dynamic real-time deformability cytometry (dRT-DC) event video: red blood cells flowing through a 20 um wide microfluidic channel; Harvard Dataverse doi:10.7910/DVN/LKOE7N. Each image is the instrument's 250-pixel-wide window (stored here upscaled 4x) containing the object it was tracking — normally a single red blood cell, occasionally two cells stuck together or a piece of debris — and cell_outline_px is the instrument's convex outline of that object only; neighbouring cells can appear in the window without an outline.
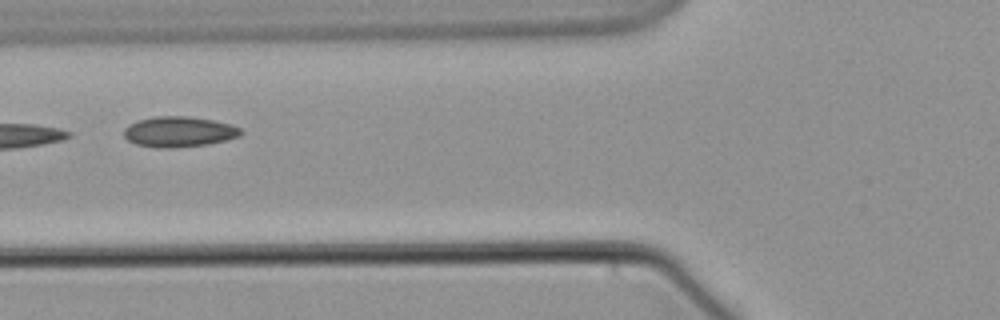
{"species": "common noctule bat (a hibernating species)", "species_latin": "Nyctalus noctula", "temperature_condition": "warm", "stored_images_in_passage": 13, "camera_frame_rate_fps": 3000, "um_per_image_px": 0.085, "animal": {"sex": "male", "body_mass_g": 21.5, "forearm_length_mm": 52.0}, "frame": {"image": 1, "passage_image": 6, "time_ms": 7.667, "image_size_px": [1000, 320], "cell_outline_px": [[244, 132], [240, 136], [208, 144], [172, 148], [156, 148], [136, 144], [128, 140], [124, 136], [124, 128], [128, 124], [136, 120], [156, 116], [188, 116], [212, 120], [232, 124], [240, 128]], "centroid_in_image_um": [15.2, 11.19], "position_along_channel_um": 110.6, "area_um2": 20.92}}
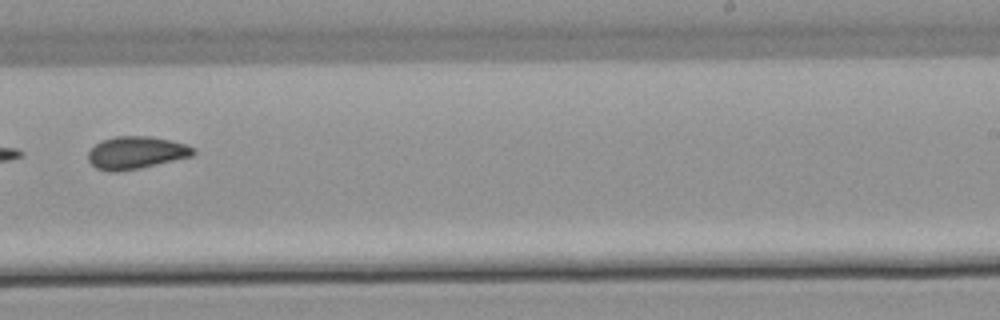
{"frame": {"image": 2, "passage_image": 10, "time_ms": 12.667, "image_size_px": [1000, 320], "cell_outline_px": [[196, 152], [192, 156], [140, 168], [116, 172], [108, 172], [96, 168], [88, 160], [88, 152], [100, 140], [116, 136], [152, 136], [184, 144], [196, 148]], "centroid_in_image_um": [11.55, 12.98], "position_along_channel_um": 277.5, "area_um2": 19.94}}